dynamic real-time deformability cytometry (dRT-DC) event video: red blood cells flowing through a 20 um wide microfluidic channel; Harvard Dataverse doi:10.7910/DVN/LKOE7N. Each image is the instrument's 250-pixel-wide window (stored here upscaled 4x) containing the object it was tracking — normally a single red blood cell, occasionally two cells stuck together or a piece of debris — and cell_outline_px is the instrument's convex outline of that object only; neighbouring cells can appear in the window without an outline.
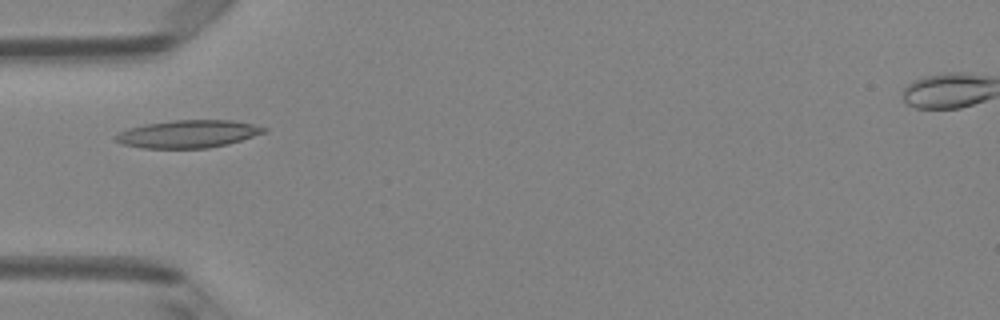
{"species": "Egyptian fruit bat (a non-hibernating species)", "species_latin": "Rousettus aegyptiacus", "temperature_condition": "room temperature", "stored_images_in_passage": 48, "camera_frame_rate_fps": 3000, "um_per_image_px": 0.085, "animal": {"sex": "female"}, "frame": {"image": 1, "passage_image": 15, "time_ms": 4.667, "image_size_px": [1000, 320], "cell_outline_px": [[268, 132], [228, 144], [208, 148], [144, 148], [124, 144], [116, 140], [112, 136], [128, 128], [144, 124], [172, 120], [232, 120], [252, 124], [268, 128]], "centroid_in_image_um": [16.01, 11.38], "position_along_channel_um": 69.0, "area_um2": 23.99}}
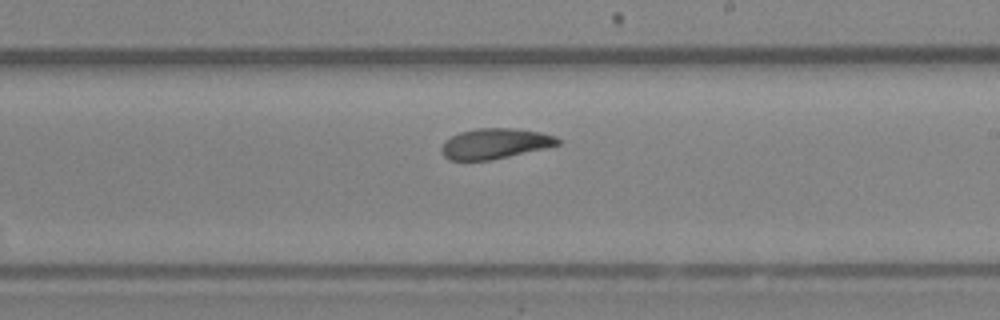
{"frame": {"image": 2, "passage_image": 28, "time_ms": 9.0, "image_size_px": [1000, 320], "cell_outline_px": [[560, 144], [544, 148], [508, 156], [488, 160], [448, 160], [444, 156], [440, 148], [444, 140], [460, 132], [476, 128], [516, 128], [540, 132], [556, 136], [560, 140]], "centroid_in_image_um": [42.04, 12.19], "position_along_channel_um": 247.0, "area_um2": 20.52}}
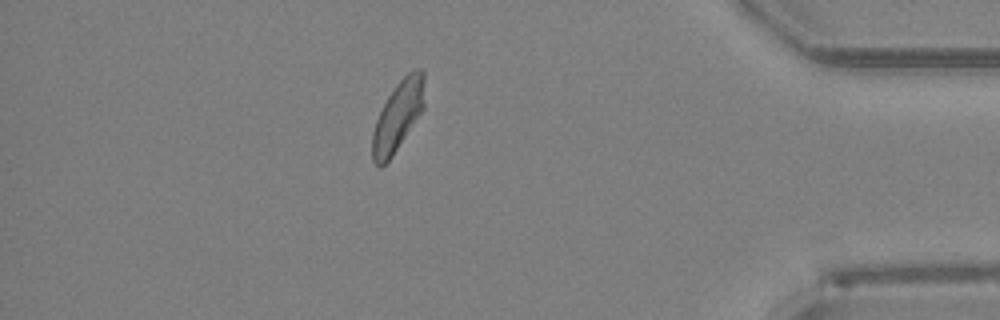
{"frame": {"image": 3, "passage_image": 42, "time_ms": 13.667, "image_size_px": [1000, 320], "cell_outline_px": [[424, 108], [392, 156], [380, 168], [372, 160], [372, 132], [376, 120], [388, 96], [396, 84], [408, 72], [416, 68], [420, 68], [424, 72]], "centroid_in_image_um": [33.82, 9.84], "position_along_channel_um": 401.4, "area_um2": 21.04}, "authors_computed_cell_mechanics": {"area_um2": 21.6461, "velocity_mm_per_s": 4.1278, "shape_relaxation_time_tau1_ms": null, "shape_relaxation_time_tau2_ms": 2.9464, "deformation_change_tau1": null, "deformation_change_tau2": 0.0866}}